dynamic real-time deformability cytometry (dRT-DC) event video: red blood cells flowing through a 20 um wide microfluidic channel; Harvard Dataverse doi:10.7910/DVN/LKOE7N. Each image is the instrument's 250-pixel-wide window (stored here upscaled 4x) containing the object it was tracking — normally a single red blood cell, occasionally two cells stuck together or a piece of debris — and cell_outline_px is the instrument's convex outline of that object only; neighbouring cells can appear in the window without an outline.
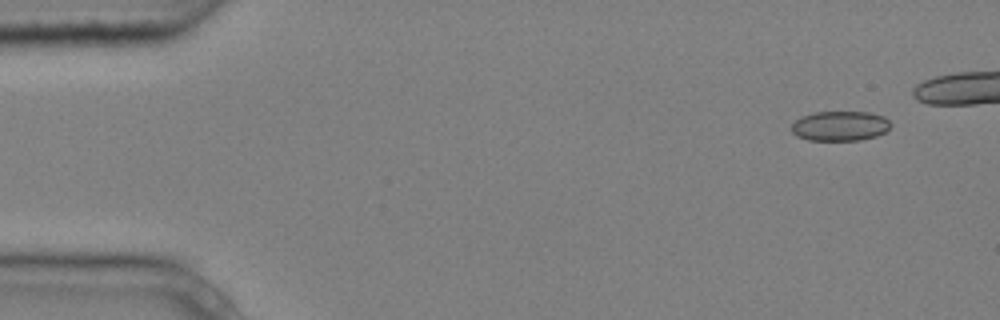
{"species": "common noctule bat (a hibernating species)", "species_latin": "Nyctalus noctula", "temperature_condition": "cold", "stored_images_in_passage": 7, "camera_frame_rate_fps": 3000, "um_per_image_px": 0.085, "animal": {"sex": "male", "body_mass_g": 20.4}, "frame": {"image": 1, "passage_image": 1, "time_ms": 0.0, "image_size_px": [1000, 320], "cell_outline_px": [[892, 124], [884, 132], [876, 136], [860, 140], [808, 140], [796, 136], [792, 132], [792, 124], [800, 116], [812, 112], [868, 112], [884, 116]], "centroid_in_image_um": [71.38, 10.7], "position_along_channel_um": 13.6, "area_um2": 17.28}}
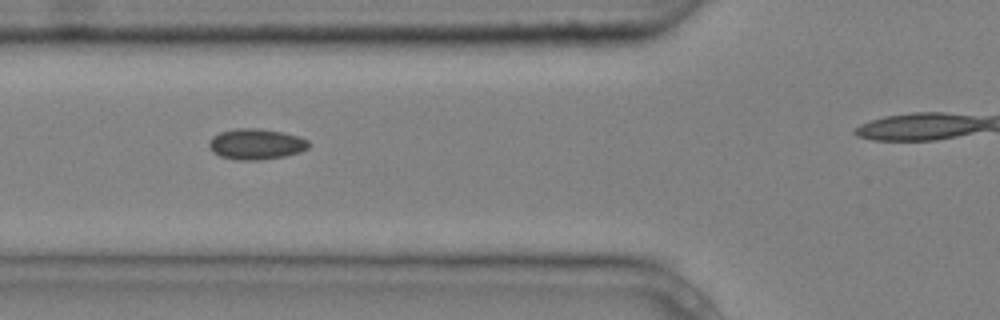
{"frame": {"image": 2, "passage_image": 5, "time_ms": 1.333, "image_size_px": [1000, 320], "cell_outline_px": [[308, 148], [300, 152], [284, 156], [260, 160], [236, 160], [220, 156], [212, 152], [208, 144], [208, 140], [212, 136], [220, 132], [236, 128], [260, 128], [284, 132], [300, 136], [308, 140]], "centroid_in_image_um": [21.75, 12.24], "position_along_channel_um": 104.1, "area_um2": 18.09}}